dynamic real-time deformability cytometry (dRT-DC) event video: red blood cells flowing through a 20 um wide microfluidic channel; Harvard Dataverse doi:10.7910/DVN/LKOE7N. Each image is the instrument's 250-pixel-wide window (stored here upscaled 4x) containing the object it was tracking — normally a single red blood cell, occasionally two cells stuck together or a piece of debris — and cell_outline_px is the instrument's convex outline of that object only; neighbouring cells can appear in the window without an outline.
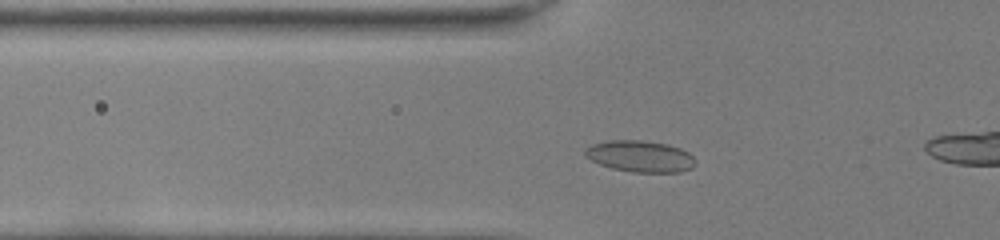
{"species": "common noctule bat (a hibernating species)", "species_latin": "Nyctalus noctula", "temperature_condition": "room temperature", "stored_images_in_passage": 42, "camera_frame_rate_fps": 3000, "um_per_image_px": 0.085, "animal": {"sex": "female", "body_mass_g": 22.0, "forearm_length_mm": 56.7}, "frame": {"image": 1, "passage_image": 15, "time_ms": 4.667, "image_size_px": [1000, 240], "cell_outline_px": [[696, 164], [692, 168], [680, 172], [632, 172], [612, 168], [600, 164], [584, 156], [584, 152], [592, 144], [608, 140], [644, 140], [668, 144], [680, 148], [688, 152], [696, 160]], "centroid_in_image_um": [54.44, 13.28], "position_along_channel_um": 71.4, "area_um2": 20.29}}
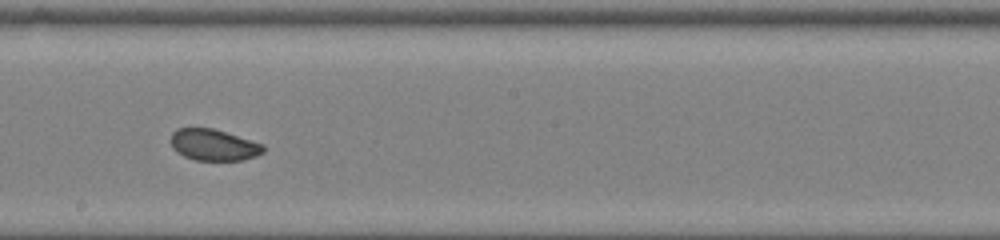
{"frame": {"image": 2, "passage_image": 27, "time_ms": 8.667, "image_size_px": [1000, 240], "cell_outline_px": [[264, 152], [256, 156], [240, 160], [196, 160], [184, 156], [176, 152], [172, 148], [172, 132], [176, 128], [212, 128], [264, 144]], "centroid_in_image_um": [18.15, 12.32], "position_along_channel_um": 230.0, "area_um2": 16.82}}
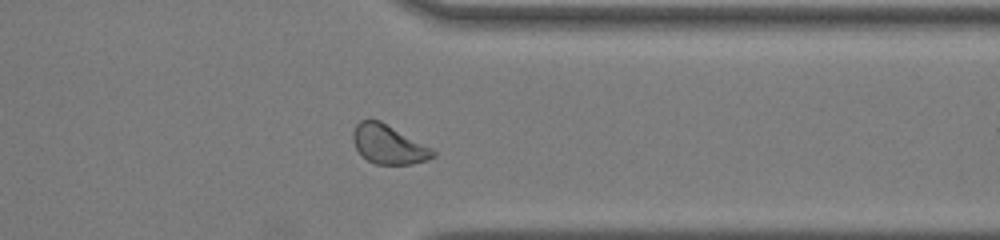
{"frame": {"image": 3, "passage_image": 38, "time_ms": 12.333, "image_size_px": [1000, 240], "cell_outline_px": [[436, 156], [412, 164], [376, 164], [368, 160], [356, 148], [352, 140], [352, 132], [356, 124], [360, 120], [380, 120], [432, 148], [436, 152]], "centroid_in_image_um": [33.01, 12.26], "position_along_channel_um": 378.4, "area_um2": 18.03}}